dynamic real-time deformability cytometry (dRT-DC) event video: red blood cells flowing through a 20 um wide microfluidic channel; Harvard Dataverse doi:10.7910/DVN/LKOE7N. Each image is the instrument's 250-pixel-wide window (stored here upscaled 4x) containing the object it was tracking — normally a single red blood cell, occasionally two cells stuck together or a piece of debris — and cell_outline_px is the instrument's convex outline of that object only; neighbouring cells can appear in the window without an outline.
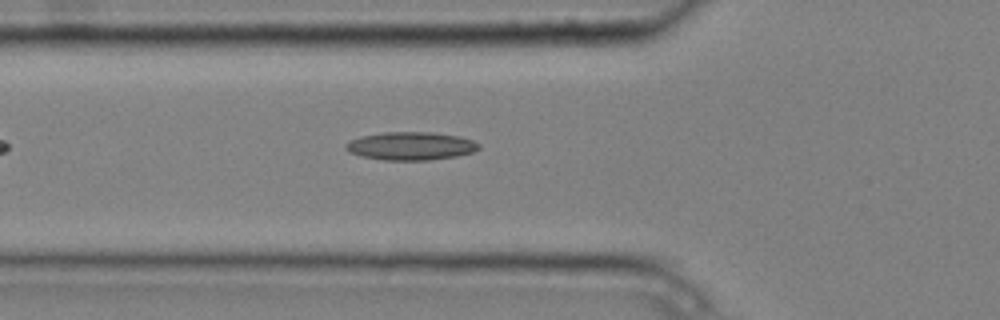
{"species": "common noctule bat (a hibernating species)", "species_latin": "Nyctalus noctula", "temperature_condition": "cold", "stored_images_in_passage": 5, "camera_frame_rate_fps": 3000, "um_per_image_px": 0.085, "animal": {"sex": "male", "body_mass_g": 20.4}, "frame": {"image": 1, "passage_image": 5, "time_ms": 1.333, "image_size_px": [1000, 320], "cell_outline_px": [[480, 148], [472, 152], [456, 156], [428, 160], [384, 160], [364, 156], [348, 152], [344, 148], [348, 140], [360, 136], [384, 132], [432, 132], [460, 136], [472, 140], [480, 144]], "centroid_in_image_um": [34.9, 12.4], "position_along_channel_um": 90.9, "area_um2": 21.85}}